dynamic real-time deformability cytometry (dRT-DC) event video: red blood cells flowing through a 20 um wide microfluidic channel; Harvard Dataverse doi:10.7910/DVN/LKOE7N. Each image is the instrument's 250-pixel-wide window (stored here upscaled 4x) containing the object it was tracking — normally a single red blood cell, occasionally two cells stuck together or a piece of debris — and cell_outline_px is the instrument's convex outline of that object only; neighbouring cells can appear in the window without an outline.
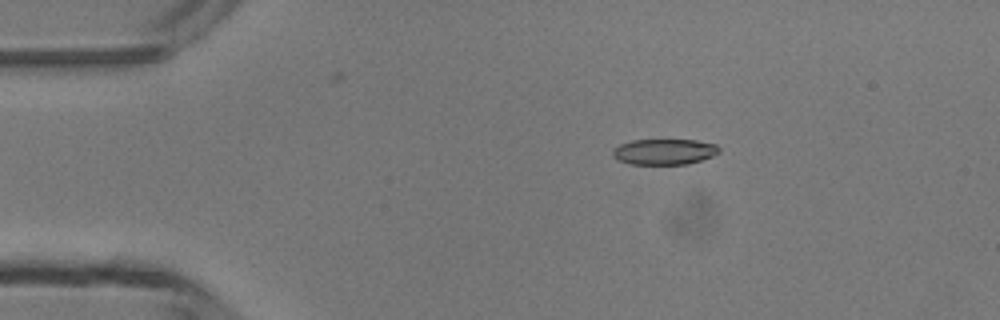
{"species": "common noctule bat (a hibernating species)", "species_latin": "Nyctalus noctula", "temperature_condition": "room temperature", "stored_images_in_passage": 5, "camera_frame_rate_fps": 3000, "um_per_image_px": 0.085, "animal": {"sex": "male", "body_mass_g": 13.3}, "frame": {"image": 1, "passage_image": 3, "time_ms": 2.333, "image_size_px": [1000, 320], "cell_outline_px": [[720, 152], [712, 156], [688, 164], [628, 164], [616, 160], [612, 156], [612, 148], [620, 144], [632, 140], [696, 140], [716, 144], [720, 148]], "centroid_in_image_um": [56.42, 12.9], "position_along_channel_um": 28.6, "area_um2": 16.13}}
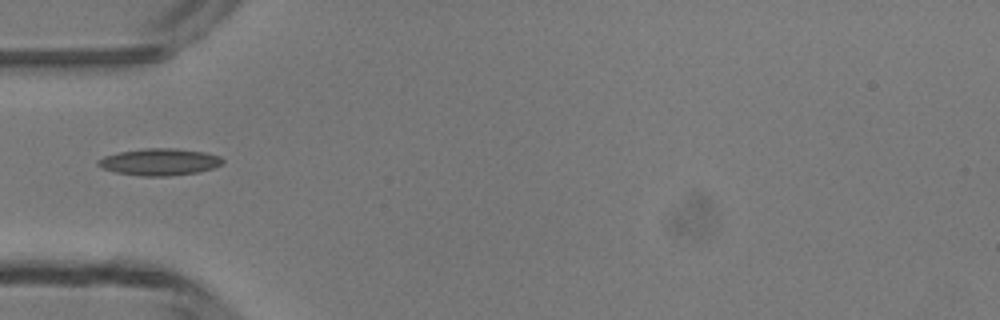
{"frame": {"image": 2, "passage_image": 5, "time_ms": 4.667, "image_size_px": [1000, 320], "cell_outline_px": [[224, 164], [212, 168], [196, 172], [168, 176], [140, 176], [116, 172], [104, 168], [96, 164], [96, 160], [104, 156], [120, 152], [144, 148], [176, 148], [204, 152], [220, 156], [224, 160]], "centroid_in_image_um": [13.57, 13.76], "position_along_channel_um": 71.4, "area_um2": 19.48}}